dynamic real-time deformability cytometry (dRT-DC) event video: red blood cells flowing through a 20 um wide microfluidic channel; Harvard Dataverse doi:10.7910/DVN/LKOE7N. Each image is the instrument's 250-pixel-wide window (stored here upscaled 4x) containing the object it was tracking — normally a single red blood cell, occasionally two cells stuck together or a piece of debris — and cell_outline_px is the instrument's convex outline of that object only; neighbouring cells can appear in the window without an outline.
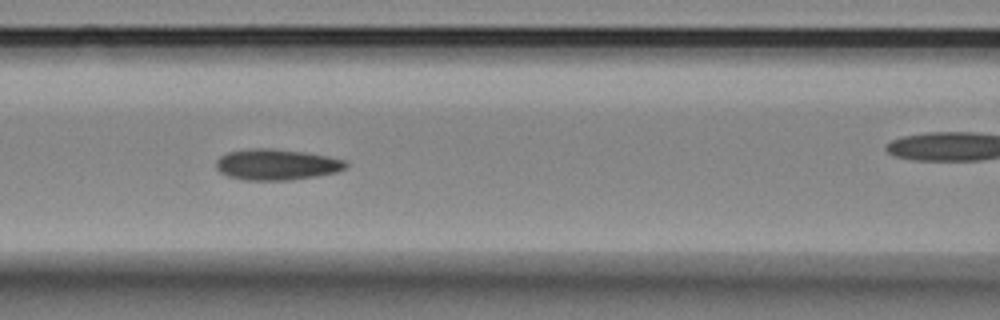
{"species": "Egyptian fruit bat (a non-hibernating species)", "species_latin": "Rousettus aegyptiacus", "temperature_condition": "room temperature", "stored_images_in_passage": 10, "camera_frame_rate_fps": 3000, "um_per_image_px": 0.085, "animal": {"sex": "female"}, "frame": {"image": 1, "passage_image": 7, "time_ms": 2.0, "image_size_px": [1000, 320], "cell_outline_px": [[348, 164], [344, 168], [336, 172], [316, 176], [288, 180], [244, 180], [228, 176], [220, 172], [216, 168], [216, 160], [220, 156], [228, 152], [248, 148], [276, 148], [308, 152], [348, 160]], "centroid_in_image_um": [23.51, 13.97], "position_along_channel_um": 143.1, "area_um2": 23.7}}
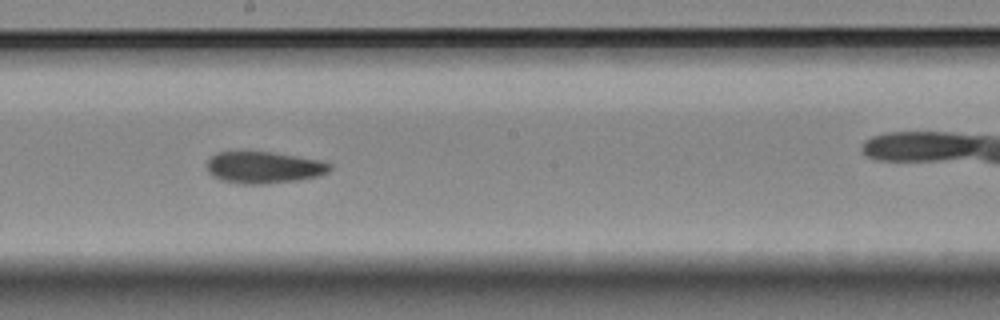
{"frame": {"image": 2, "passage_image": 9, "time_ms": 2.667, "image_size_px": [1000, 320], "cell_outline_px": [[332, 168], [328, 172], [320, 176], [296, 180], [260, 184], [240, 184], [220, 180], [212, 176], [208, 172], [204, 164], [216, 152], [272, 152], [320, 160], [332, 164]], "centroid_in_image_um": [22.4, 14.23], "position_along_channel_um": 225.8, "area_um2": 22.89}}